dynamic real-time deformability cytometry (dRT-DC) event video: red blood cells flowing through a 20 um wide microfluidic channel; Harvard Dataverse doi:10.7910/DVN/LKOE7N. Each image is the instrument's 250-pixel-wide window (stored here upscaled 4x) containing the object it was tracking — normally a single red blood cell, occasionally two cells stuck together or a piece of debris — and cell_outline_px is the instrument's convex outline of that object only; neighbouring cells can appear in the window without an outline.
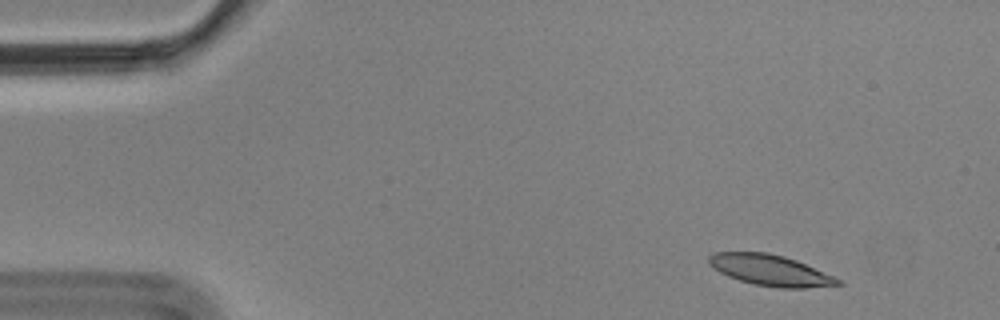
{"species": "Egyptian fruit bat (a non-hibernating species)", "species_latin": "Rousettus aegyptiacus", "temperature_condition": "cold", "stored_images_in_passage": 4, "camera_frame_rate_fps": 3000, "um_per_image_px": 0.085, "animal": {"sex": "male"}, "frame": {"image": 1, "passage_image": 2, "time_ms": 0.333, "image_size_px": [1000, 320], "cell_outline_px": [[844, 284], [804, 288], [780, 288], [752, 284], [728, 276], [720, 272], [708, 264], [708, 256], [712, 252], [768, 252], [784, 256], [796, 260], [832, 276], [840, 280]], "centroid_in_image_um": [65.43, 22.96], "position_along_channel_um": 19.6, "area_um2": 23.12}}